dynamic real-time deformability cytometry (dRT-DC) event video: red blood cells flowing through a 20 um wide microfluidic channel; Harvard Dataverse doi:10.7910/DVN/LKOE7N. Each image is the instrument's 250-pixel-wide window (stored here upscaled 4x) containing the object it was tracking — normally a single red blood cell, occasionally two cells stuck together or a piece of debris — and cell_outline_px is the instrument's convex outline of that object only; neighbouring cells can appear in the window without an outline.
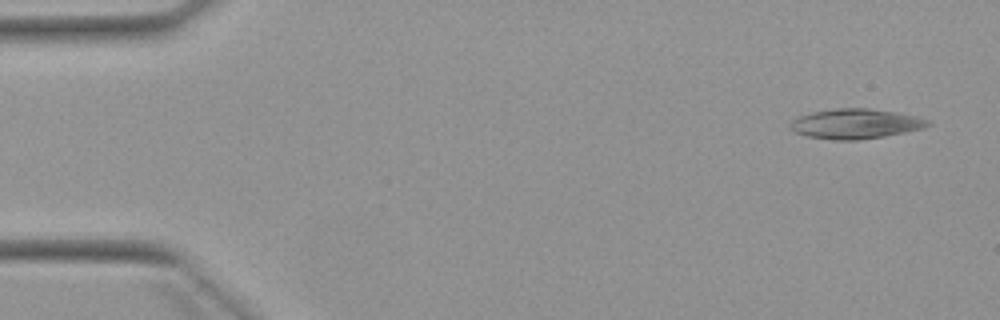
{"species": "Egyptian fruit bat (a non-hibernating species)", "species_latin": "Rousettus aegyptiacus", "temperature_condition": "warm", "stored_images_in_passage": 4, "camera_frame_rate_fps": 3000, "um_per_image_px": 0.085, "animal": {"sex": "female"}, "frame": {"image": 1, "passage_image": 1, "time_ms": 0.0, "image_size_px": [1000, 320], "cell_outline_px": [[932, 124], [924, 128], [884, 136], [856, 140], [832, 140], [808, 136], [796, 132], [792, 128], [792, 120], [800, 116], [812, 112], [836, 108], [868, 108], [892, 112], [932, 120]], "centroid_in_image_um": [72.75, 10.52], "position_along_channel_um": 12.3, "area_um2": 23.58}}
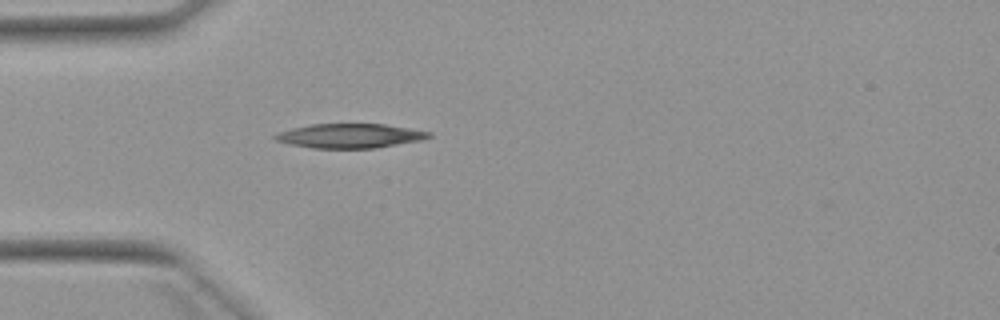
{"frame": {"image": 2, "passage_image": 4, "time_ms": 4.0, "image_size_px": [1000, 320], "cell_outline_px": [[432, 136], [420, 140], [376, 148], [312, 148], [288, 144], [276, 140], [272, 136], [276, 132], [292, 128], [312, 124], [384, 124], [432, 132]], "centroid_in_image_um": [29.7, 11.54], "position_along_channel_um": 55.3, "area_um2": 21.79}}